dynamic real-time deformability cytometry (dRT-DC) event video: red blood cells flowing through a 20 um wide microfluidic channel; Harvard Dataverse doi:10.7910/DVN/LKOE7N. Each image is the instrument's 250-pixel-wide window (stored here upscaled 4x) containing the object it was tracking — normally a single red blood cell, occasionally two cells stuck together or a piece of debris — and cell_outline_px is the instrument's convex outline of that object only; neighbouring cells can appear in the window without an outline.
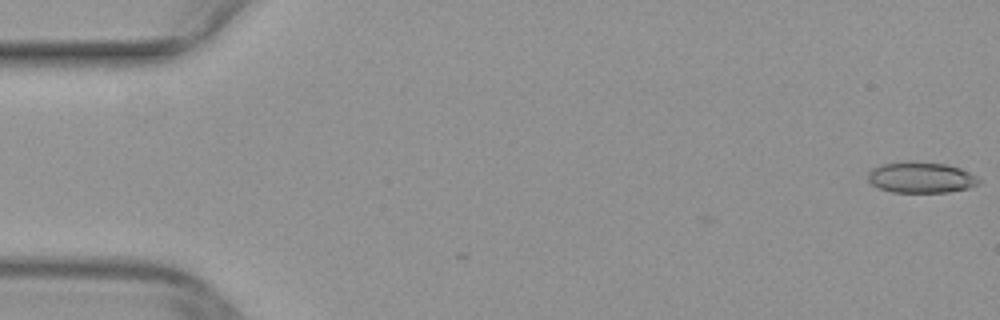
{"species": "common noctule bat (a hibernating species)", "species_latin": "Nyctalus noctula", "temperature_condition": "warm", "stored_images_in_passage": 3, "camera_frame_rate_fps": 3000, "um_per_image_px": 0.085, "animal": {"sex": "female", "body_mass_g": 29.2, "forearm_length_mm": 56.3}, "frame": {"image": 1, "passage_image": 1, "time_ms": 0.0, "image_size_px": [1000, 320], "cell_outline_px": [[980, 184], [968, 188], [948, 192], [892, 192], [880, 188], [872, 184], [868, 180], [868, 172], [872, 168], [884, 164], [908, 160], [912, 160], [944, 164], [960, 168], [976, 176], [980, 180]], "centroid_in_image_um": [78.28, 15.07], "position_along_channel_um": 6.7, "area_um2": 20.06}}